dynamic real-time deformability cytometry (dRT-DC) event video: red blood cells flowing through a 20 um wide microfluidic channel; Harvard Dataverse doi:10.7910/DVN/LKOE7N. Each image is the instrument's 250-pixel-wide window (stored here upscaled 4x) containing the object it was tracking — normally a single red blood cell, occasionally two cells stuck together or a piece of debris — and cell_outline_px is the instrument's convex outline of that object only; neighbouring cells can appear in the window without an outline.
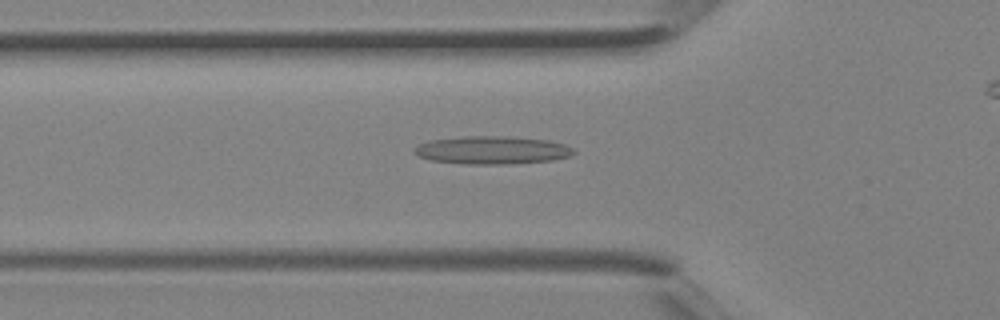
{"species": "Egyptian fruit bat (a non-hibernating species)", "species_latin": "Rousettus aegyptiacus", "temperature_condition": "room temperature", "stored_images_in_passage": 26, "camera_frame_rate_fps": 3000, "um_per_image_px": 0.085, "animal": {"sex": "female"}, "frame": {"image": 1, "passage_image": 4, "time_ms": 1.0, "image_size_px": [1000, 320], "cell_outline_px": [[576, 152], [568, 156], [552, 160], [504, 164], [464, 164], [432, 160], [416, 156], [412, 152], [412, 148], [428, 140], [464, 136], [508, 136], [548, 140], [564, 144], [572, 148]], "centroid_in_image_um": [41.76, 12.75], "position_along_channel_um": 84.0, "area_um2": 26.07}}
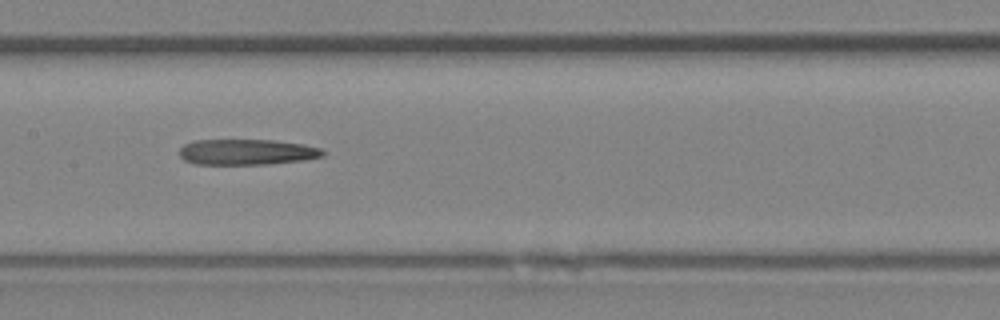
{"frame": {"image": 2, "passage_image": 10, "time_ms": 3.0, "image_size_px": [1000, 320], "cell_outline_px": [[324, 156], [304, 160], [268, 164], [196, 164], [184, 160], [180, 156], [180, 148], [184, 144], [192, 140], [276, 140], [304, 144], [320, 148], [324, 152]], "centroid_in_image_um": [20.98, 12.91], "position_along_channel_um": 186.4, "area_um2": 21.56}}
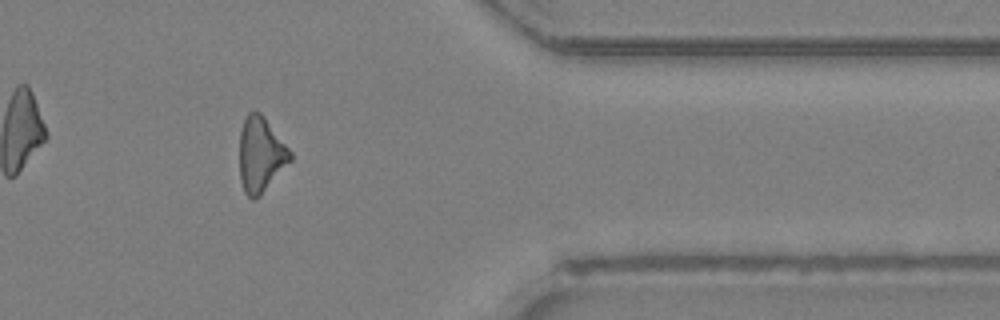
{"frame": {"image": 3, "passage_image": 23, "time_ms": 7.333, "image_size_px": [1000, 320], "cell_outline_px": [[292, 160], [260, 196], [256, 200], [252, 200], [244, 192], [240, 180], [240, 132], [244, 116], [248, 112], [260, 112], [264, 116], [292, 152]], "centroid_in_image_um": [22.16, 13.15], "position_along_channel_um": 389.2, "area_um2": 22.37}}